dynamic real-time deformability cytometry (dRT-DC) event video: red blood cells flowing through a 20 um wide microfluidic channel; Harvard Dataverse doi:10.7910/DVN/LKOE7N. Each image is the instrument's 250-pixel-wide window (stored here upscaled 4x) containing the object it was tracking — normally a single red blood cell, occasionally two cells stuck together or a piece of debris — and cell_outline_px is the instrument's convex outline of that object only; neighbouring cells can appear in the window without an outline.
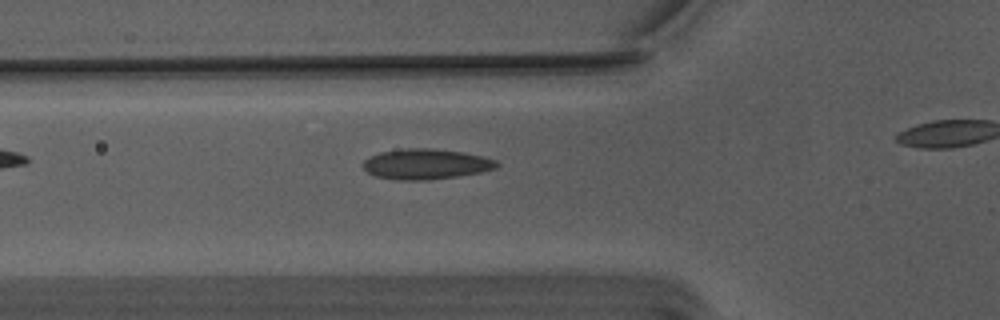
{"species": "Egyptian fruit bat (a non-hibernating species)", "species_latin": "Rousettus aegyptiacus", "temperature_condition": "warm", "stored_images_in_passage": 27, "camera_frame_rate_fps": 3000, "um_per_image_px": 0.085, "animal": {"sex": "male"}, "frame": {"image": 1, "passage_image": 2, "time_ms": 0.333, "image_size_px": [1000, 320], "cell_outline_px": [[500, 164], [496, 168], [480, 172], [460, 176], [428, 180], [396, 180], [376, 176], [368, 172], [364, 168], [364, 160], [380, 152], [404, 148], [428, 148], [460, 152], [480, 156], [496, 160]], "centroid_in_image_um": [36.21, 13.95], "position_along_channel_um": 89.6, "area_um2": 23.47}}
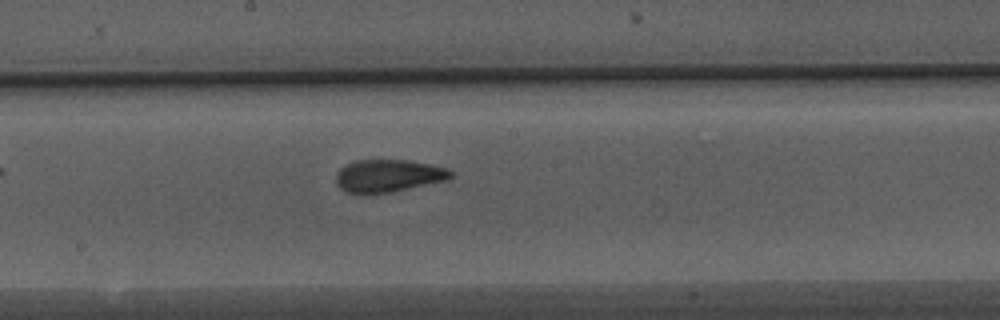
{"frame": {"image": 2, "passage_image": 12, "time_ms": 3.667, "image_size_px": [1000, 320], "cell_outline_px": [[452, 176], [448, 180], [392, 192], [364, 196], [344, 192], [336, 184], [336, 172], [340, 168], [356, 160], [408, 160], [432, 164], [448, 168], [452, 172]], "centroid_in_image_um": [32.98, 14.97], "position_along_channel_um": 215.2, "area_um2": 22.37}}
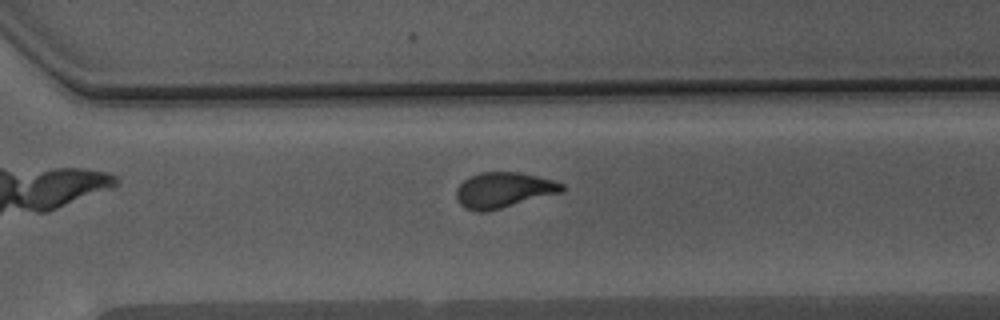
{"frame": {"image": 3, "passage_image": 21, "time_ms": 6.667, "image_size_px": [1000, 320], "cell_outline_px": [[564, 188], [560, 192], [500, 208], [484, 212], [476, 212], [464, 208], [456, 200], [456, 188], [464, 180], [472, 176], [484, 172], [516, 172], [536, 176], [552, 180], [564, 184]], "centroid_in_image_um": [42.74, 16.16], "position_along_channel_um": 327.9, "area_um2": 21.44}}